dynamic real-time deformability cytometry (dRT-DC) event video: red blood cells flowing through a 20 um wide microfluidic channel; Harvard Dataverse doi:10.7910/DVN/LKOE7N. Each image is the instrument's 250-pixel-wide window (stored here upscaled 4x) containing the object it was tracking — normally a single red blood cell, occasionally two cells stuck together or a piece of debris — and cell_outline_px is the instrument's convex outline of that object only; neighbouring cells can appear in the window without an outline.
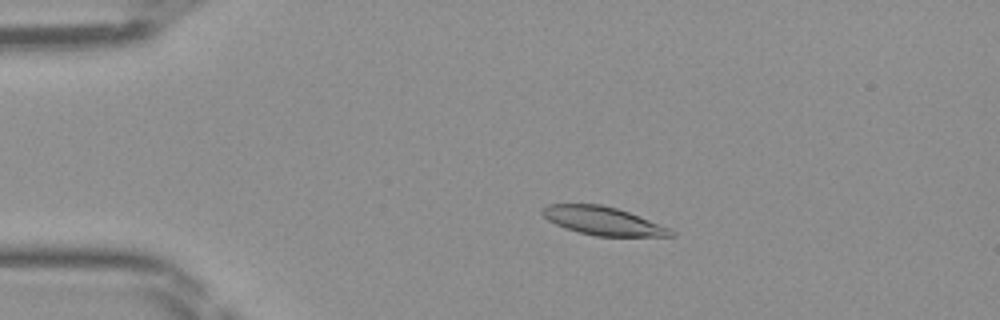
{"species": "Egyptian fruit bat (a non-hibernating species)", "species_latin": "Rousettus aegyptiacus", "temperature_condition": "room temperature", "stored_images_in_passage": 48, "camera_frame_rate_fps": 3000, "um_per_image_px": 0.085, "frame": {"image": 1, "passage_image": 10, "time_ms": 3.0, "image_size_px": [1000, 320], "cell_outline_px": [[676, 236], [596, 236], [564, 228], [548, 220], [540, 212], [540, 208], [548, 204], [600, 204], [616, 208], [628, 212], [672, 228], [676, 232]], "centroid_in_image_um": [51.26, 18.77], "position_along_channel_um": 33.7, "area_um2": 21.27}}
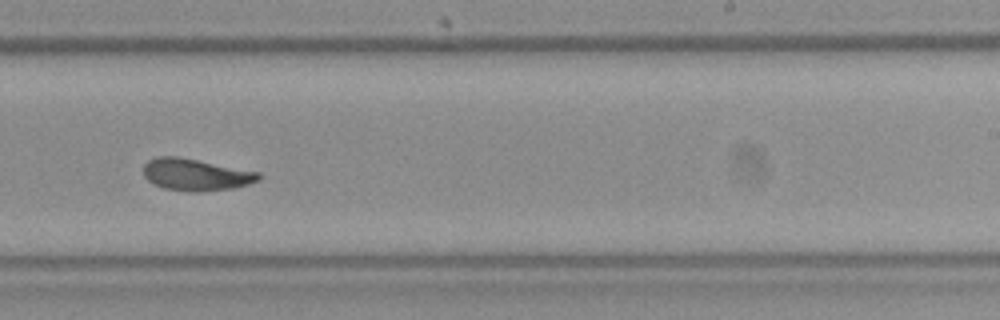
{"frame": {"image": 2, "passage_image": 30, "time_ms": 9.667, "image_size_px": [1000, 320], "cell_outline_px": [[264, 176], [260, 180], [236, 188], [200, 192], [188, 192], [164, 188], [152, 184], [144, 176], [144, 164], [148, 160], [156, 156], [176, 156], [260, 172]], "centroid_in_image_um": [16.66, 14.86], "position_along_channel_um": 272.3, "area_um2": 21.68}}
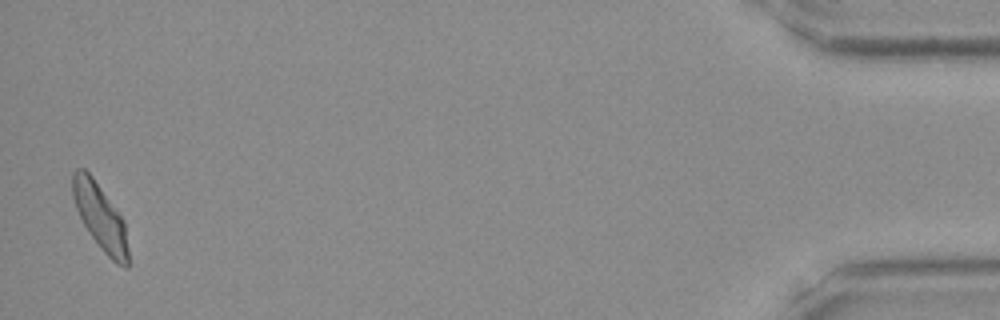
{"frame": {"image": 3, "passage_image": 47, "time_ms": 15.333, "image_size_px": [1000, 320], "cell_outline_px": [[128, 268], [124, 268], [116, 264], [104, 252], [92, 236], [84, 224], [76, 208], [72, 196], [72, 172], [76, 168], [84, 168], [92, 176], [124, 220], [128, 248]], "centroid_in_image_um": [8.52, 18.43], "position_along_channel_um": 426.7, "area_um2": 21.15}}